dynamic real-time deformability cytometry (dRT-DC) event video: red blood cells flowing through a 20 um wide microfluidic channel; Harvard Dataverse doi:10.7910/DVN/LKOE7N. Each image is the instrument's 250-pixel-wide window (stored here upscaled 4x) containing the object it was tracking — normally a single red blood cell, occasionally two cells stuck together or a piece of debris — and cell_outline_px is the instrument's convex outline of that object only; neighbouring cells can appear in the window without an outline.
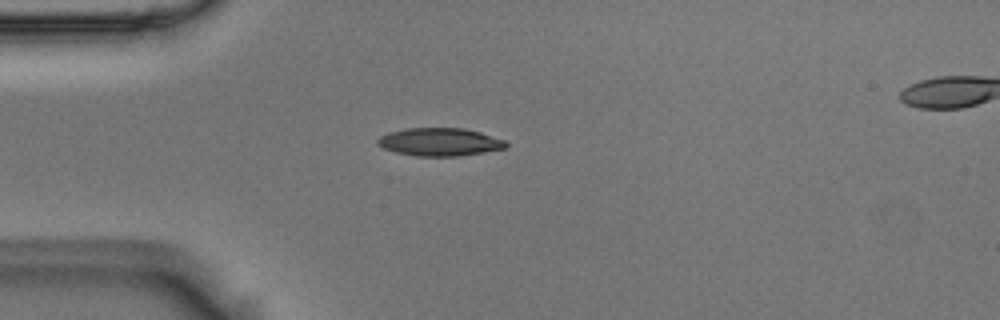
{"species": "Egyptian fruit bat (a non-hibernating species)", "species_latin": "Rousettus aegyptiacus", "temperature_condition": "room temperature", "stored_images_in_passage": 2, "camera_frame_rate_fps": 3000, "um_per_image_px": 0.085, "animal": {"sex": "male"}, "frame": {"image": 1, "passage_image": 1, "time_ms": 0.0, "image_size_px": [1000, 320], "cell_outline_px": [[508, 144], [504, 148], [484, 152], [456, 156], [416, 156], [396, 152], [384, 148], [376, 144], [376, 140], [380, 136], [388, 132], [408, 128], [464, 128], [480, 132], [504, 140]], "centroid_in_image_um": [37.34, 12.06], "position_along_channel_um": 47.7, "area_um2": 20.81}}